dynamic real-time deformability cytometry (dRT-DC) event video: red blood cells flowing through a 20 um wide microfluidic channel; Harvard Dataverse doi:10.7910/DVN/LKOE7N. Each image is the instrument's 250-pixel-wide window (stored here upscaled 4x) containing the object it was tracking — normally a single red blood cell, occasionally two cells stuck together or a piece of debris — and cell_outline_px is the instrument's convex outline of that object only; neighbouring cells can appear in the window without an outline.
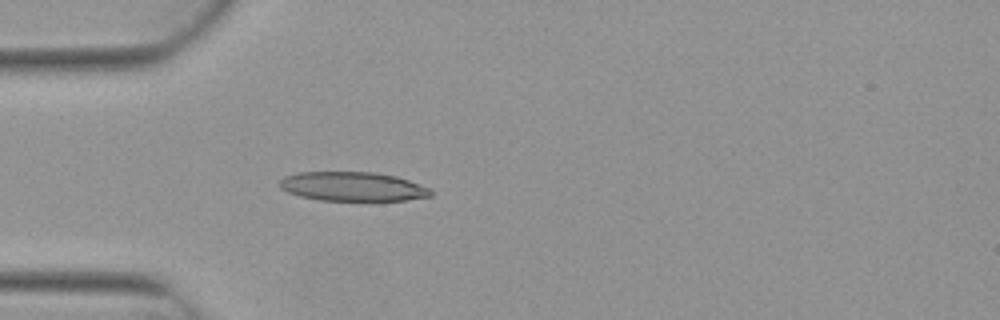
{"species": "Egyptian fruit bat (a non-hibernating species)", "species_latin": "Rousettus aegyptiacus", "temperature_condition": "warm", "stored_images_in_passage": 4, "camera_frame_rate_fps": 3000, "um_per_image_px": 0.085, "animal": {"sex": "female"}, "frame": {"image": 1, "passage_image": 4, "time_ms": 1.0, "image_size_px": [1000, 320], "cell_outline_px": [[432, 196], [404, 200], [320, 200], [300, 196], [288, 192], [280, 188], [280, 180], [284, 176], [300, 172], [372, 172], [396, 176], [432, 188]], "centroid_in_image_um": [29.99, 15.85], "position_along_channel_um": 55.0, "area_um2": 25.61}}